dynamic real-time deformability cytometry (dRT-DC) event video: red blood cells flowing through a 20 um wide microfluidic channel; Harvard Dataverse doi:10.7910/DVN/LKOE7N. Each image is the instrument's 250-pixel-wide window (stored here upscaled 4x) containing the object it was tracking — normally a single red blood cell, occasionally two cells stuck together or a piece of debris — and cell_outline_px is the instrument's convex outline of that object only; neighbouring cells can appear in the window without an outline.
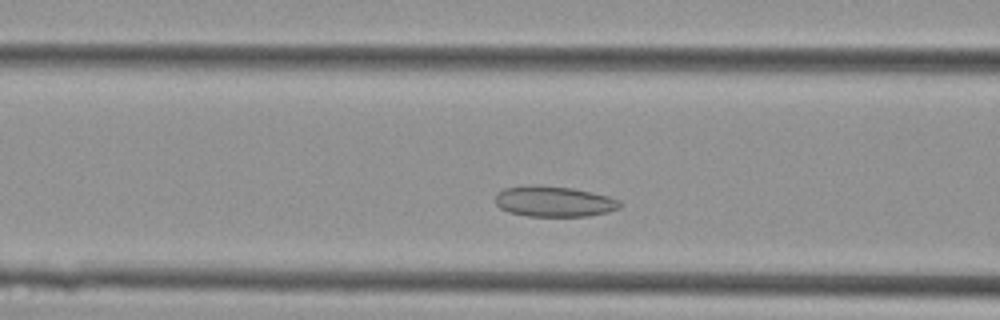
{"species": "Egyptian fruit bat (a non-hibernating species)", "species_latin": "Rousettus aegyptiacus", "temperature_condition": "cold", "stored_images_in_passage": 32, "camera_frame_rate_fps": 3000, "um_per_image_px": 0.085, "animal": {"sex": "female"}, "frame": {"image": 1, "passage_image": 5, "time_ms": 1.333, "image_size_px": [1000, 320], "cell_outline_px": [[620, 208], [608, 212], [588, 216], [528, 216], [508, 212], [500, 208], [496, 204], [496, 192], [504, 188], [532, 184], [572, 188], [592, 192], [608, 196], [620, 200]], "centroid_in_image_um": [47.07, 17.12], "position_along_channel_um": 119.5, "area_um2": 22.37}}
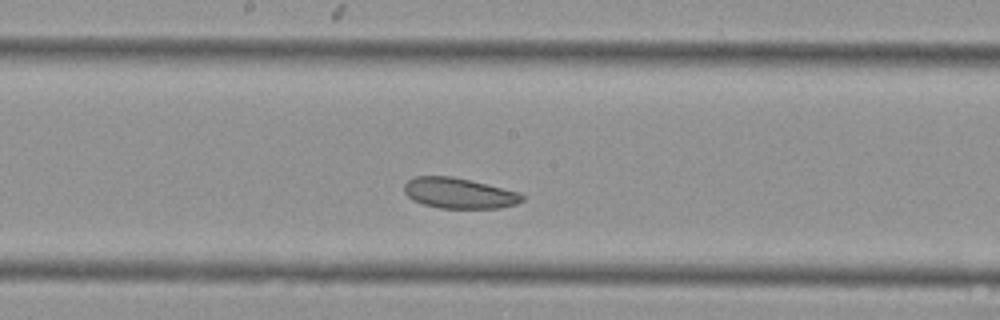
{"frame": {"image": 2, "passage_image": 11, "time_ms": 3.333, "image_size_px": [1000, 320], "cell_outline_px": [[524, 200], [516, 204], [500, 208], [440, 208], [424, 204], [412, 200], [404, 192], [404, 184], [408, 180], [416, 176], [452, 176], [520, 192], [524, 196]], "centroid_in_image_um": [39.02, 16.42], "position_along_channel_um": 209.2, "area_um2": 20.98}}
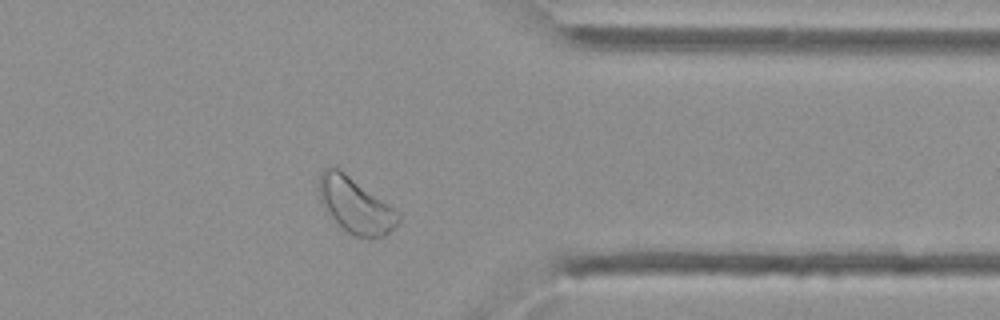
{"frame": {"image": 3, "passage_image": 23, "time_ms": 7.333, "image_size_px": [1000, 320], "cell_outline_px": [[400, 220], [384, 236], [352, 236], [324, 208], [320, 200], [320, 172], [328, 164], [336, 164], [388, 204], [400, 216]], "centroid_in_image_um": [30.16, 17.36], "position_along_channel_um": 381.2, "area_um2": 25.2}}